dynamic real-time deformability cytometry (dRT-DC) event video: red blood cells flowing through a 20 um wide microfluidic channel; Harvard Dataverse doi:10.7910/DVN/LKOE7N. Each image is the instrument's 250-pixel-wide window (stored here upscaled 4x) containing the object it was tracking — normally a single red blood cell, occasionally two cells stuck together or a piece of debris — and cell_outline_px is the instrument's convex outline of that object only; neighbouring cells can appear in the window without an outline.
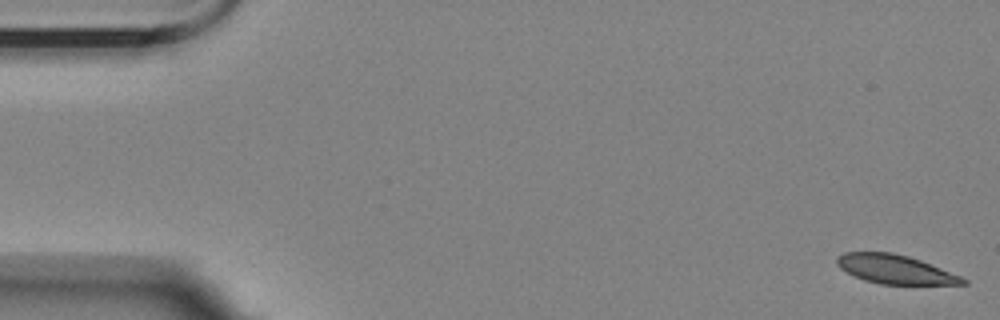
{"species": "Egyptian fruit bat (a non-hibernating species)", "species_latin": "Rousettus aegyptiacus", "temperature_condition": "room temperature", "stored_images_in_passage": 15, "camera_frame_rate_fps": 3000, "um_per_image_px": 0.085, "animal": {"sex": "female"}, "frame": {"image": 1, "passage_image": 1, "time_ms": 0.0, "image_size_px": [1000, 320], "cell_outline_px": [[968, 284], [880, 284], [864, 280], [840, 268], [836, 264], [836, 256], [844, 252], [892, 252], [908, 256], [920, 260], [960, 276], [968, 280]], "centroid_in_image_um": [76.06, 22.88], "position_along_channel_um": 8.9, "area_um2": 21.04}}
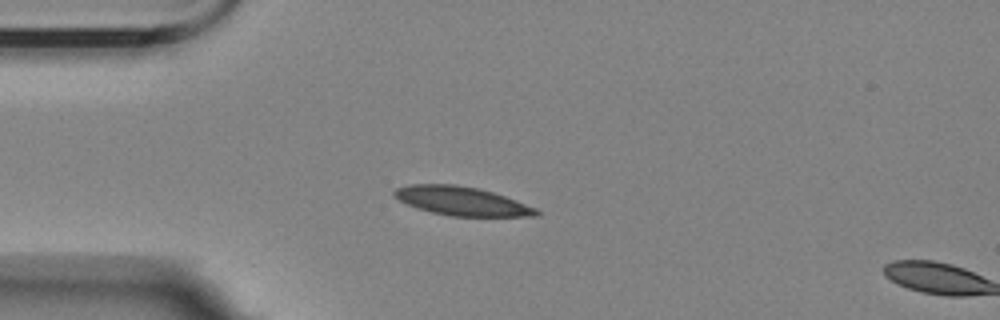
{"frame": {"image": 2, "passage_image": 14, "time_ms": 4.333, "image_size_px": [1000, 320], "cell_outline_px": [[540, 216], [448, 216], [416, 208], [392, 196], [392, 192], [396, 188], [408, 184], [456, 184], [476, 188], [492, 192], [516, 200], [536, 208], [540, 212]], "centroid_in_image_um": [39.22, 17.09], "position_along_channel_um": 45.8, "area_um2": 23.81}}